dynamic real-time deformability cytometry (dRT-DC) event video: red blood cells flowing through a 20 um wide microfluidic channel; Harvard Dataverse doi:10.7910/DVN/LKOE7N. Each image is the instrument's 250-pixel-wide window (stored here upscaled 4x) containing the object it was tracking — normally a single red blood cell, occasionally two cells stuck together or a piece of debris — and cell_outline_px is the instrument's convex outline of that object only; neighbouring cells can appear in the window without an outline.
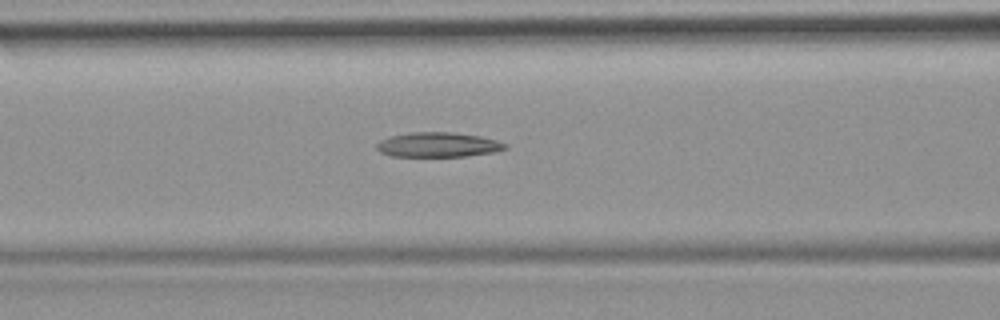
{"species": "common noctule bat (a hibernating species)", "species_latin": "Nyctalus noctula", "temperature_condition": "room temperature", "stored_images_in_passage": 8, "segment_of_instrument_passage": [1, 2], "camera_frame_rate_fps": 3000, "um_per_image_px": 0.085, "animal": {"sex": "female", "body_mass_g": 19.9}, "frame": {"image": 1, "passage_image": 7, "time_ms": 7.667, "image_size_px": [1000, 320], "cell_outline_px": [[508, 148], [496, 152], [468, 156], [392, 156], [380, 152], [376, 148], [376, 144], [380, 140], [392, 136], [408, 132], [452, 132], [480, 136], [496, 140], [508, 144]], "centroid_in_image_um": [37.27, 12.3], "position_along_channel_um": 129.3, "area_um2": 18.61}}